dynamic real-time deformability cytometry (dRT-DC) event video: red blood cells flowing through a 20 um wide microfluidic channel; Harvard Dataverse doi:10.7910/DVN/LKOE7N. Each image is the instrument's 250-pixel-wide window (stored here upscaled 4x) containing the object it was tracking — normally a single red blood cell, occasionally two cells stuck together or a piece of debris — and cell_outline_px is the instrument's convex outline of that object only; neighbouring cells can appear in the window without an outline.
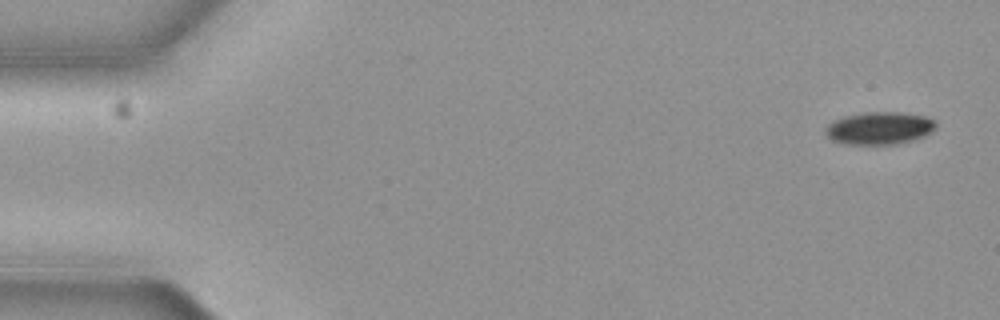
{"species": "common noctule bat (a hibernating species)", "species_latin": "Nyctalus noctula", "temperature_condition": "cold", "stored_images_in_passage": 5, "camera_frame_rate_fps": 3000, "um_per_image_px": 0.085, "animal": {"sex": "female", "body_mass_g": 19.3, "forearm_length_mm": 54.1}, "frame": {"image": 1, "passage_image": 1, "time_ms": 0.0, "image_size_px": [1000, 320], "cell_outline_px": [[936, 128], [924, 136], [912, 140], [896, 144], [848, 144], [832, 140], [828, 136], [828, 124], [844, 116], [864, 112], [900, 112], [924, 116], [932, 120], [936, 124]], "centroid_in_image_um": [74.78, 10.89], "position_along_channel_um": 10.2, "area_um2": 20.58}}
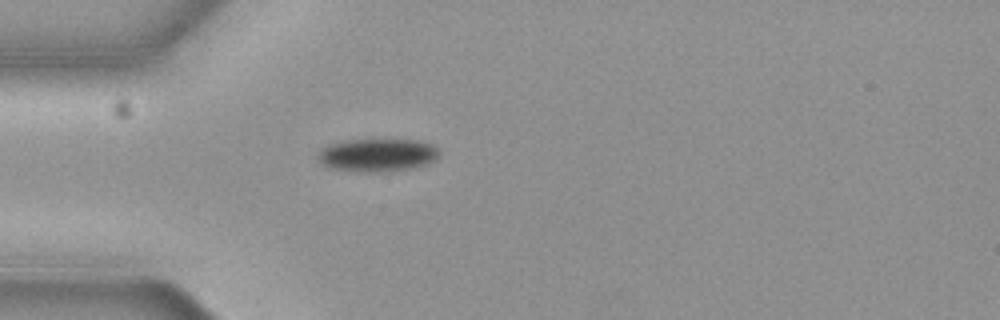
{"frame": {"image": 2, "passage_image": 5, "time_ms": 1.333, "image_size_px": [1000, 320], "cell_outline_px": [[440, 152], [436, 160], [428, 164], [412, 168], [392, 172], [364, 172], [332, 168], [324, 164], [320, 160], [320, 152], [328, 144], [344, 140], [420, 140], [432, 144]], "centroid_in_image_um": [32.16, 13.18], "position_along_channel_um": 52.8, "area_um2": 23.29}}